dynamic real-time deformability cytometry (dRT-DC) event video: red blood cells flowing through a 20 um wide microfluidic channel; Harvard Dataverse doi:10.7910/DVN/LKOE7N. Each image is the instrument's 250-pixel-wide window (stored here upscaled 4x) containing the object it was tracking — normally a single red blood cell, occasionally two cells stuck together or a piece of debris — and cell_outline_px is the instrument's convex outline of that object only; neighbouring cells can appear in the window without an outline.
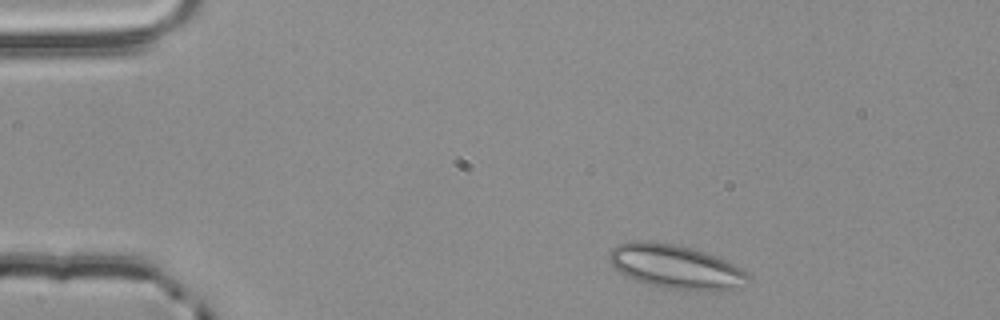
{"species": "common noctule bat (a hibernating species)", "species_latin": "Nyctalus noctula", "temperature_condition": "room temperature", "stored_images_in_passage": 48, "camera_frame_rate_fps": 3000, "um_per_image_px": 0.085, "animal": {"sex": "male", "body_mass_g": 20.4}, "frame": {"image": 1, "passage_image": 3, "time_ms": 0.667, "image_size_px": [1000, 320], "cell_outline_px": [[748, 284], [744, 288], [720, 292], [696, 292], [664, 288], [648, 284], [624, 276], [608, 260], [608, 252], [612, 248], [620, 244], [636, 240], [648, 240], [676, 244], [692, 248], [716, 256], [740, 268], [748, 276]], "centroid_in_image_um": [57.46, 22.71], "position_along_channel_um": 27.5, "area_um2": 36.36}}
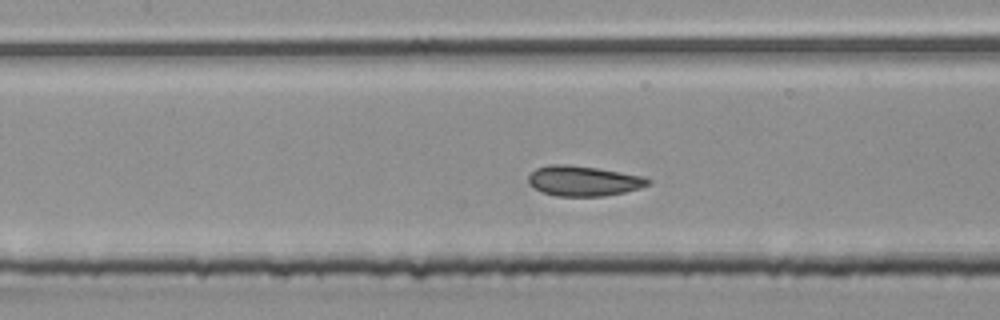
{"frame": {"image": 2, "passage_image": 19, "time_ms": 6.0, "image_size_px": [1000, 320], "cell_outline_px": [[652, 180], [648, 184], [640, 188], [624, 192], [604, 196], [556, 196], [540, 192], [528, 184], [528, 176], [536, 168], [548, 164], [568, 164], [596, 168], [644, 176]], "centroid_in_image_um": [49.56, 15.38], "position_along_channel_um": 157.8, "area_um2": 21.15}}
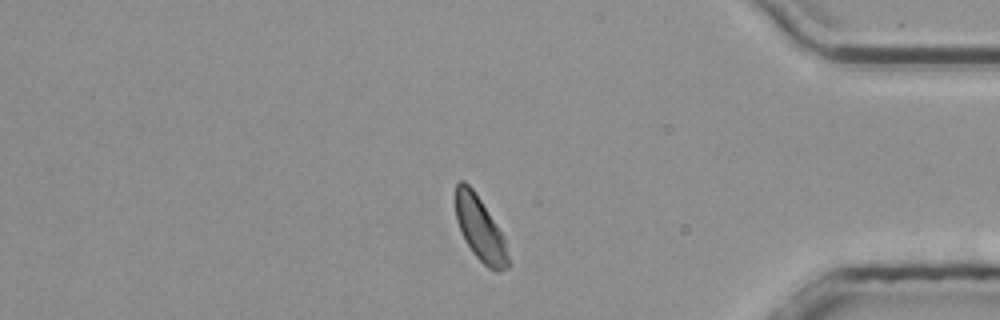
{"frame": {"image": 3, "passage_image": 40, "time_ms": 13.0, "image_size_px": [1000, 320], "cell_outline_px": [[508, 268], [500, 272], [496, 272], [488, 268], [472, 252], [464, 240], [460, 232], [456, 220], [456, 184], [460, 180], [464, 180], [472, 188], [504, 236], [508, 256]], "centroid_in_image_um": [40.8, 19.49], "position_along_channel_um": 394.4, "area_um2": 19.48}, "authors_computed_cell_mechanics": {"area_um2": 20.6635, "velocity_mm_per_s": 3.8062, "shape_relaxation_time_tau1_ms": 3.0259, "shape_relaxation_time_tau2_ms": 0.8432, "deformation_change_tau1": 0.0694, "deformation_change_tau2": 0.0513}}